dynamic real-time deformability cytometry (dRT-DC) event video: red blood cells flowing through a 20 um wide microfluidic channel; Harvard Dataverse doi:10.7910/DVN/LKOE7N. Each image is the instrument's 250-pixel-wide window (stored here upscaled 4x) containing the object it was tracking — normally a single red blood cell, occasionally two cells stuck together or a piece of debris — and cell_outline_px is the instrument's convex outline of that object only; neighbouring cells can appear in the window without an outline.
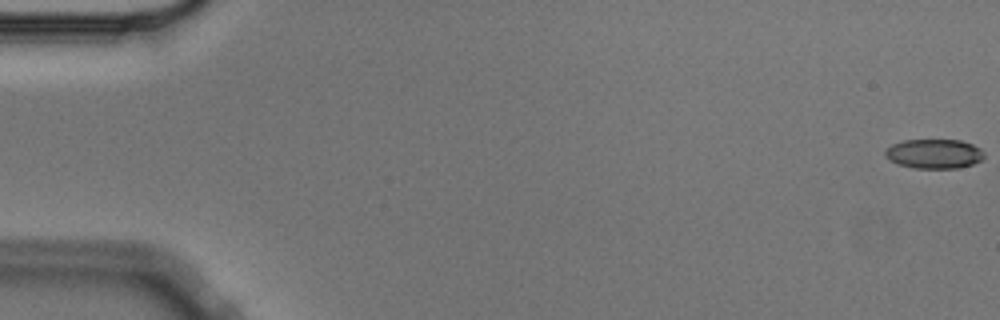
{"species": "Egyptian fruit bat (a non-hibernating species)", "species_latin": "Rousettus aegyptiacus", "temperature_condition": "cold", "stored_images_in_passage": 57, "camera_frame_rate_fps": 3000, "um_per_image_px": 0.085, "animal": {"sex": "male"}, "frame": {"image": 1, "passage_image": 1, "time_ms": 0.0, "image_size_px": [1000, 320], "cell_outline_px": [[984, 156], [980, 160], [972, 164], [956, 168], [916, 168], [900, 164], [884, 156], [884, 152], [892, 144], [904, 140], [960, 140], [972, 144], [980, 148], [984, 152]], "centroid_in_image_um": [79.41, 13.06], "position_along_channel_um": 5.6, "area_um2": 16.76}}
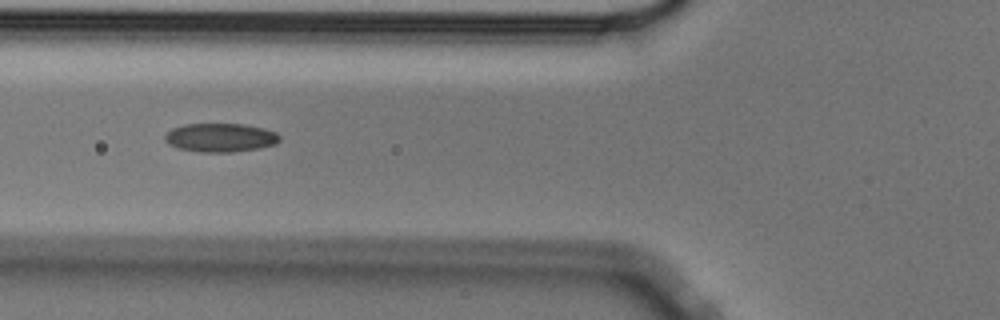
{"frame": {"image": 2, "passage_image": 22, "time_ms": 7.0, "image_size_px": [1000, 320], "cell_outline_px": [[280, 140], [276, 144], [260, 148], [232, 152], [200, 152], [176, 148], [168, 144], [164, 140], [164, 136], [172, 128], [184, 124], [244, 124], [276, 132], [280, 136]], "centroid_in_image_um": [18.71, 11.7], "position_along_channel_um": 107.1, "area_um2": 19.25}}
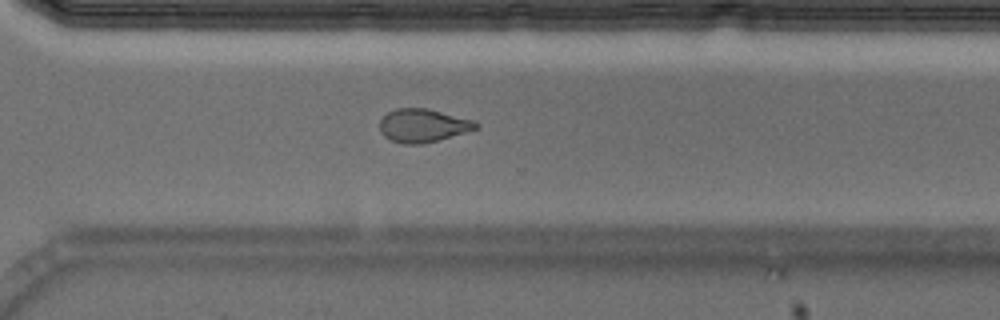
{"frame": {"image": 3, "passage_image": 41, "time_ms": 13.333, "image_size_px": [1000, 320], "cell_outline_px": [[480, 128], [440, 140], [420, 144], [404, 144], [392, 140], [384, 136], [380, 132], [380, 120], [388, 112], [396, 108], [428, 108], [472, 120], [480, 124]], "centroid_in_image_um": [35.97, 10.67], "position_along_channel_um": 334.6, "area_um2": 18.73}, "authors_computed_cell_mechanics": {"area_um2": 18.785, "velocity_mm_per_s": 3.5864, "shape_relaxation_time_tau1_ms": 9.1598, "shape_relaxation_time_tau2_ms": 2.4177, "deformation_change_tau1": 0.1872, "deformation_change_tau2": 0.0723}}